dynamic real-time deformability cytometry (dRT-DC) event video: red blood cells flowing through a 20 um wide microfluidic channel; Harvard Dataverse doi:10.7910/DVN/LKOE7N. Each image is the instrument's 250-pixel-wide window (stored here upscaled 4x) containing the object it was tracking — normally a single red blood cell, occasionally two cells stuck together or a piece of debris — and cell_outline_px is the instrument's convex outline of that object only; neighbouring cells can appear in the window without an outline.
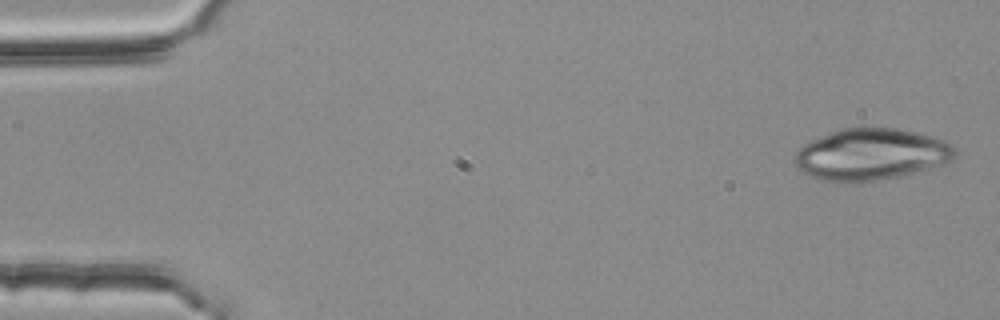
{"species": "common noctule bat (a hibernating species)", "species_latin": "Nyctalus noctula", "temperature_condition": "room temperature", "stored_images_in_passage": 5, "camera_frame_rate_fps": 3000, "um_per_image_px": 0.085, "animal": {"sex": "female", "body_mass_g": 25.1}, "frame": {"image": 1, "passage_image": 1, "time_ms": 0.0, "image_size_px": [1000, 320], "cell_outline_px": [[956, 152], [952, 160], [944, 164], [908, 176], [880, 180], [824, 180], [808, 176], [796, 168], [792, 160], [796, 152], [804, 144], [812, 140], [840, 128], [896, 128], [916, 132], [932, 136], [944, 140], [952, 144], [956, 148]], "centroid_in_image_um": [74.08, 13.12], "position_along_channel_um": 10.9, "area_um2": 48.32}}